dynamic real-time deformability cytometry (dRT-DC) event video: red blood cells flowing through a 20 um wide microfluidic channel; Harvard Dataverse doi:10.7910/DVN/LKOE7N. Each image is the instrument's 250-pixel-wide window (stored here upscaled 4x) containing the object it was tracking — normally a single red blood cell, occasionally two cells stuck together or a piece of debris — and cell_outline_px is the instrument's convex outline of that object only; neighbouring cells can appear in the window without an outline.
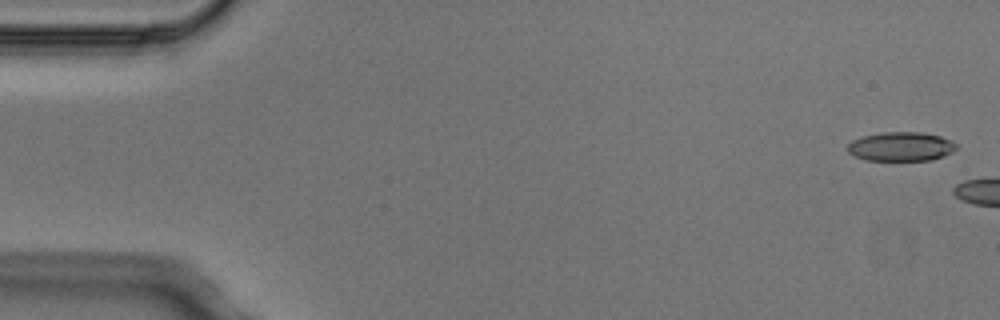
{"species": "Egyptian fruit bat (a non-hibernating species)", "species_latin": "Rousettus aegyptiacus", "temperature_condition": "cold", "stored_images_in_passage": 5, "camera_frame_rate_fps": 3000, "um_per_image_px": 0.085, "animal": {"sex": "male"}, "frame": {"image": 1, "passage_image": 1, "time_ms": 0.0, "image_size_px": [1000, 320], "cell_outline_px": [[956, 148], [952, 152], [944, 156], [932, 160], [864, 160], [848, 152], [848, 144], [852, 140], [860, 136], [884, 132], [924, 132], [940, 136], [952, 140], [956, 144]], "centroid_in_image_um": [76.59, 12.45], "position_along_channel_um": 8.4, "area_um2": 18.55}}
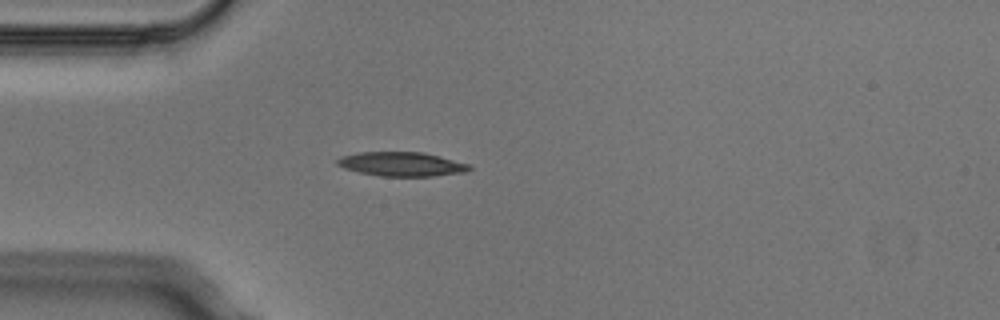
{"frame": {"image": 2, "passage_image": 5, "time_ms": 1.333, "image_size_px": [1000, 320], "cell_outline_px": [[472, 168], [464, 172], [432, 176], [380, 176], [360, 172], [344, 168], [336, 164], [336, 160], [340, 156], [360, 152], [424, 152], [440, 156], [468, 164]], "centroid_in_image_um": [34.11, 13.94], "position_along_channel_um": 50.9, "area_um2": 18.5}}